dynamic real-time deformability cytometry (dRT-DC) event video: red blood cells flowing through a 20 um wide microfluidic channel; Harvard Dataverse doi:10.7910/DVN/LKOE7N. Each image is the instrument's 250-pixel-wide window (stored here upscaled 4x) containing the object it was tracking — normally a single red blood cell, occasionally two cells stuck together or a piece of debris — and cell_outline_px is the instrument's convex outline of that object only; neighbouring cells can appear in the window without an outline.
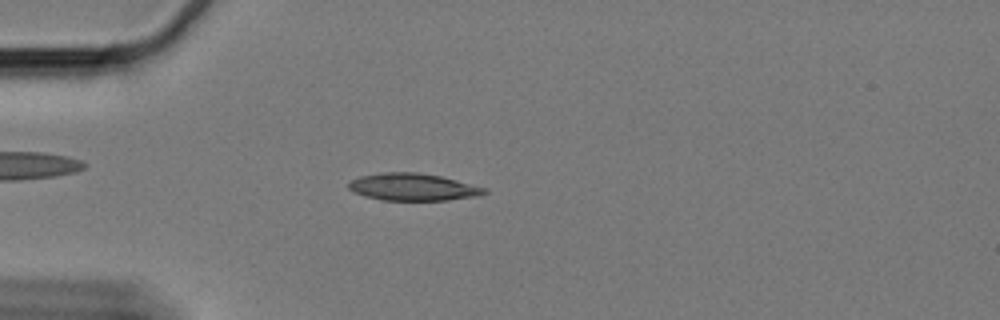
{"species": "Egyptian fruit bat (a non-hibernating species)", "species_latin": "Rousettus aegyptiacus", "temperature_condition": "cold", "stored_images_in_passage": 60, "camera_frame_rate_fps": 3000, "um_per_image_px": 0.085, "animal": {"sex": "female"}, "frame": {"image": 1, "passage_image": 16, "time_ms": 5.0, "image_size_px": [1000, 320], "cell_outline_px": [[488, 192], [476, 196], [448, 200], [380, 200], [364, 196], [348, 188], [348, 184], [352, 180], [360, 176], [384, 172], [416, 172], [440, 176], [488, 188]], "centroid_in_image_um": [35.11, 15.9], "position_along_channel_um": 49.9, "area_um2": 21.44}}
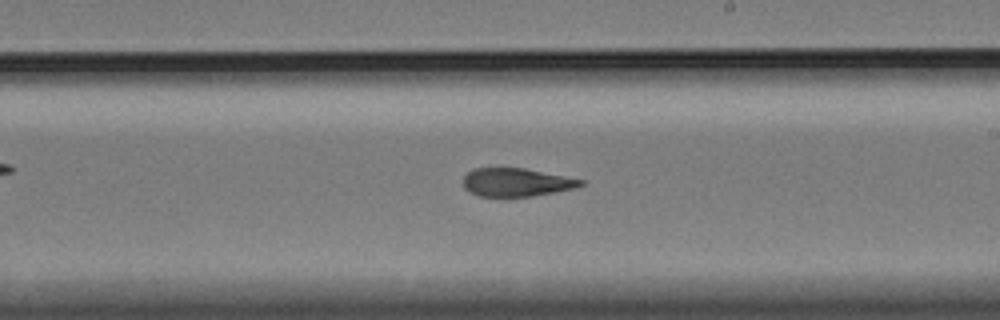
{"frame": {"image": 2, "passage_image": 35, "time_ms": 11.333, "image_size_px": [1000, 320], "cell_outline_px": [[584, 184], [576, 188], [556, 192], [532, 196], [480, 196], [468, 192], [464, 188], [464, 176], [472, 168], [524, 168], [584, 180]], "centroid_in_image_um": [43.88, 15.49], "position_along_channel_um": 245.1, "area_um2": 19.31}}
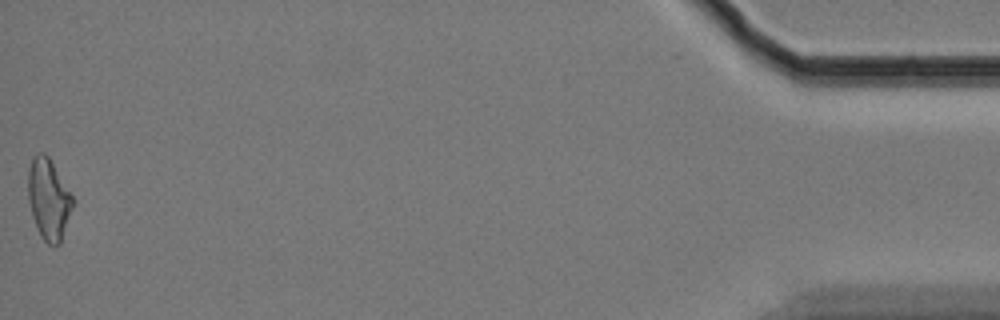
{"frame": {"image": 3, "passage_image": 60, "time_ms": 19.667, "image_size_px": [1000, 320], "cell_outline_px": [[72, 204], [60, 244], [56, 248], [48, 244], [40, 236], [32, 216], [28, 200], [28, 168], [32, 156], [36, 152], [44, 152], [48, 156], [72, 196]], "centroid_in_image_um": [4.08, 16.92], "position_along_channel_um": 431.1, "area_um2": 20.81}, "authors_computed_cell_mechanics": {"area_um2": 20.6057, "velocity_mm_per_s": 3.3029, "shape_relaxation_time_tau1_ms": 5.5658, "shape_relaxation_time_tau2_ms": 3.5914, "deformation_change_tau1": 0.1632, "deformation_change_tau2": 0.1284}}